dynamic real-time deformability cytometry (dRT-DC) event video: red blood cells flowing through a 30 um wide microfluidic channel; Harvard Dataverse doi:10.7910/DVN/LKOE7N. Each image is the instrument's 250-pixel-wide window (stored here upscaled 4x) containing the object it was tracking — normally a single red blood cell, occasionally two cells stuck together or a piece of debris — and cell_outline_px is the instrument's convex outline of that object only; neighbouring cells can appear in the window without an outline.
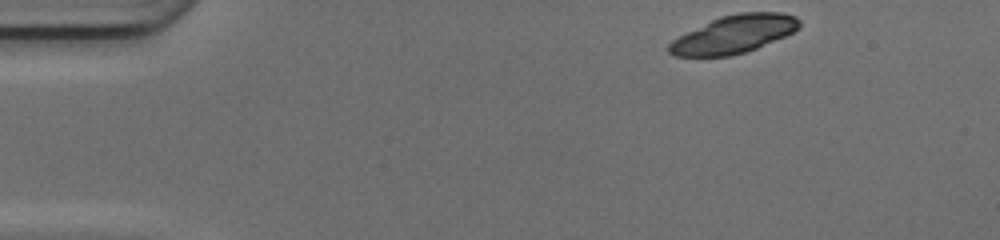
{"species": "common noctule bat (a hibernating species)", "species_latin": "Nyctalus noctula", "temperature_condition": "cold", "stored_images_in_passage": 44, "camera_frame_rate_fps": 3000, "um_per_image_px": 0.085, "animal": {"sex": "female", "body_mass_g": 17.0, "forearm_length_mm": 48.0}, "frame": {"image": 1, "passage_image": 1, "time_ms": 0.0, "image_size_px": [1000, 240], "cell_outline_px": [[800, 28], [784, 36], [748, 52], [728, 56], [676, 56], [668, 52], [668, 44], [672, 40], [720, 16], [740, 12], [780, 12], [796, 16], [800, 20]], "centroid_in_image_um": [62.41, 2.91], "position_along_channel_um": 22.6, "area_um2": 28.55}, "authors_computed_cell_mechanics": {"area_um2": 23.7847, "velocity_mm_per_s": 4.1672, "shape_relaxation_time_tau1_ms": 2.4971, "shape_relaxation_time_tau2_ms": 2.2233, "deformation_change_tau1": 0.0865, "deformation_change_tau2": 0.0829}}